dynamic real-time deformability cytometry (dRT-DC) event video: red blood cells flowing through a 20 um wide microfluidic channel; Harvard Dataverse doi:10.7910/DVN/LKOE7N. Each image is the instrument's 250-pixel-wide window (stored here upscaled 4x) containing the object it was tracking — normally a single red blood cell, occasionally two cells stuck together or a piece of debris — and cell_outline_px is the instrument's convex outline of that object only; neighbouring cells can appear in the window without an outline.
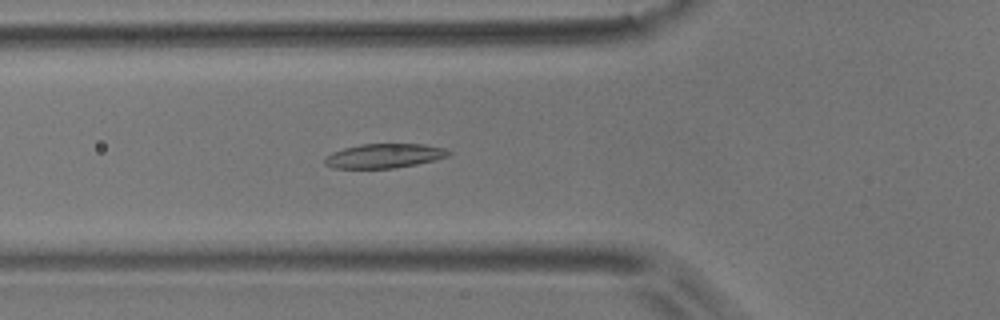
{"species": "common noctule bat (a hibernating species)", "species_latin": "Nyctalus noctula", "temperature_condition": "room temperature", "stored_images_in_passage": 53, "camera_frame_rate_fps": 3000, "um_per_image_px": 0.085, "animal": {"sex": "male", "body_mass_g": 17.9}, "frame": {"image": 1, "passage_image": 19, "time_ms": 6.0, "image_size_px": [1000, 320], "cell_outline_px": [[452, 152], [448, 156], [436, 160], [416, 164], [392, 168], [332, 168], [324, 164], [324, 156], [332, 152], [344, 148], [360, 144], [424, 144], [444, 148]], "centroid_in_image_um": [32.64, 13.24], "position_along_channel_um": 93.2, "area_um2": 17.63}}
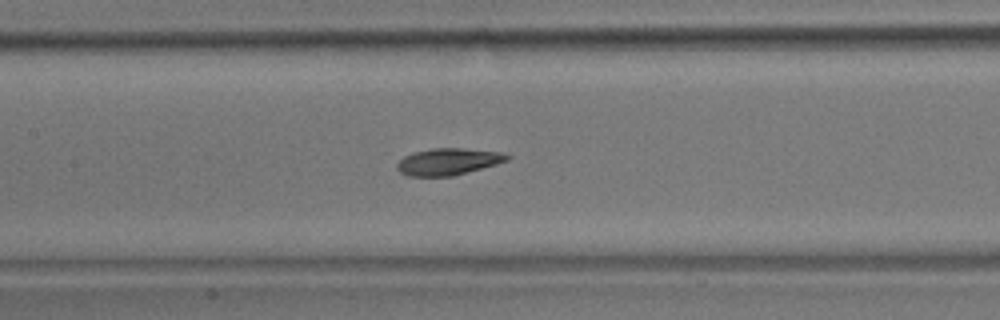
{"frame": {"image": 2, "passage_image": 25, "time_ms": 8.0, "image_size_px": [1000, 320], "cell_outline_px": [[512, 156], [508, 160], [496, 164], [452, 176], [408, 176], [400, 172], [396, 168], [396, 164], [404, 156], [412, 152], [432, 148], [460, 148], [500, 152]], "centroid_in_image_um": [38.06, 13.73], "position_along_channel_um": 169.3, "area_um2": 17.11}}
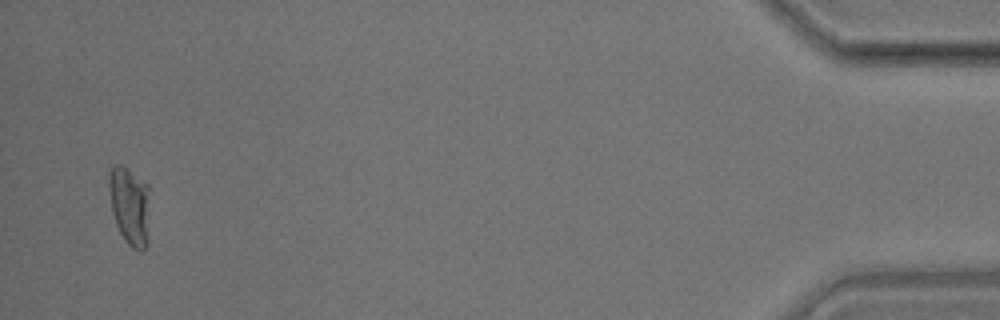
{"frame": {"image": 3, "passage_image": 52, "time_ms": 17.0, "image_size_px": [1000, 320], "cell_outline_px": [[148, 244], [140, 252], [132, 248], [128, 244], [120, 232], [116, 224], [112, 212], [108, 188], [108, 172], [116, 164], [120, 164], [148, 184]], "centroid_in_image_um": [11.01, 17.49], "position_along_channel_um": 424.2, "area_um2": 18.67}, "authors_computed_cell_mechanics": {"area_um2": 17.5712, "velocity_mm_per_s": 3.7517, "shape_relaxation_time_tau1_ms": 5.3225, "shape_relaxation_time_tau2_ms": 1.8071, "deformation_change_tau1": 0.1977, "deformation_change_tau2": 0.0759}}